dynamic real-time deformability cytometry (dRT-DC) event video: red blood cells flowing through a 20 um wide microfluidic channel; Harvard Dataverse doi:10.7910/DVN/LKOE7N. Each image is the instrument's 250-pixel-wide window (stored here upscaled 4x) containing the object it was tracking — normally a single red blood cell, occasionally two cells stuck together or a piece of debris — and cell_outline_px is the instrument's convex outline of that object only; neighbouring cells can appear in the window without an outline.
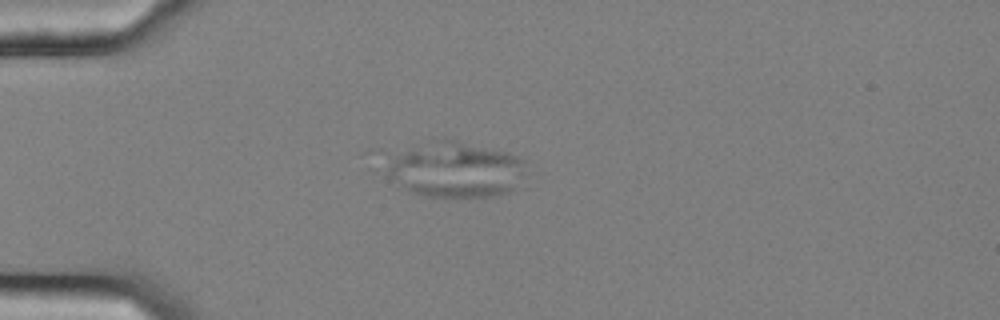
{"species": "common noctule bat (a hibernating species)", "species_latin": "Nyctalus noctula", "temperature_condition": "cold", "stored_images_in_passage": 35, "camera_frame_rate_fps": 3000, "um_per_image_px": 0.085, "animal": {"sex": "female", "body_mass_g": 25.1}, "frame": {"image": 1, "passage_image": 1, "time_ms": 0.0, "image_size_px": [1000, 320], "cell_outline_px": [[528, 160], [524, 172], [512, 188], [508, 192], [496, 196], [428, 196], [412, 192], [404, 188], [384, 172], [396, 156], [428, 136], [448, 136], [508, 152]], "centroid_in_image_um": [38.74, 14.33], "position_along_channel_um": 46.3, "area_um2": 45.84}}
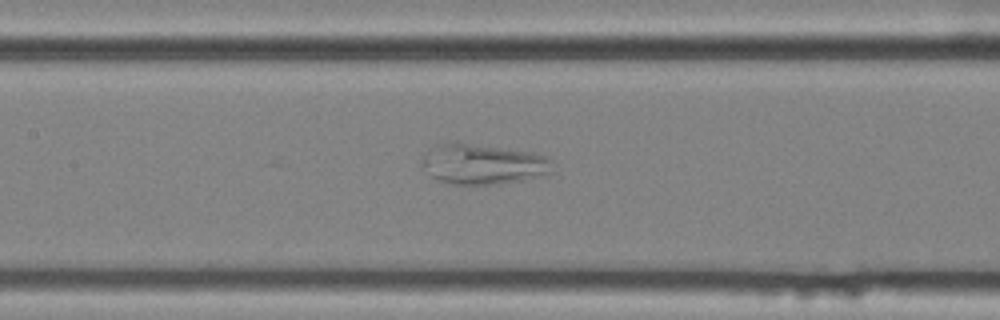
{"frame": {"image": 2, "passage_image": 13, "time_ms": 4.0, "image_size_px": [1000, 320], "cell_outline_px": [[552, 172], [524, 180], [492, 184], [452, 184], [440, 180], [432, 176], [420, 168], [420, 160], [436, 144], [456, 140], [460, 140], [532, 152], [544, 156], [552, 160]], "centroid_in_image_um": [41.0, 13.91], "position_along_channel_um": 166.4, "area_um2": 31.27}}
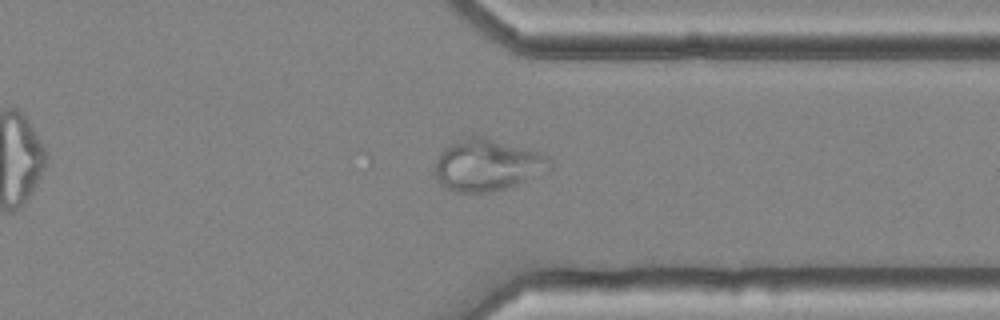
{"frame": {"image": 3, "passage_image": 30, "time_ms": 9.667, "image_size_px": [1000, 320], "cell_outline_px": [[552, 168], [548, 172], [516, 184], [492, 192], [452, 192], [444, 188], [440, 184], [432, 168], [440, 152], [448, 144], [472, 136], [484, 136], [540, 152], [548, 156], [552, 160]], "centroid_in_image_um": [41.41, 14.03], "position_along_channel_um": 370.0, "area_um2": 35.08}}